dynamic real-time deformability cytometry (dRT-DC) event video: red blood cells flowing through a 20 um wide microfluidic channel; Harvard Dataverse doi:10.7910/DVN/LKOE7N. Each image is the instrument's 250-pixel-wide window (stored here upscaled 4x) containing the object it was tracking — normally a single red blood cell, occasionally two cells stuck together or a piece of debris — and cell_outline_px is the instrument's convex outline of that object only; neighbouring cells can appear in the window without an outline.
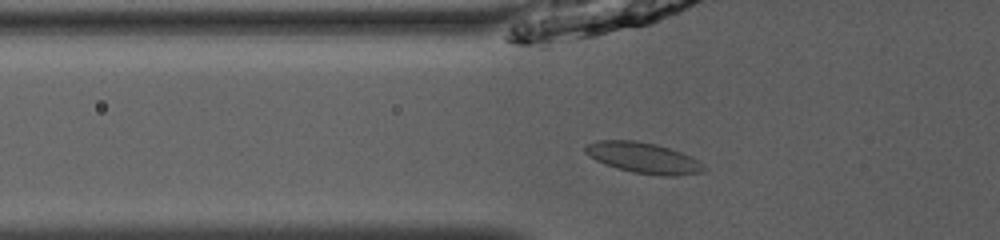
{"species": "common noctule bat (a hibernating species)", "species_latin": "Nyctalus noctula", "temperature_condition": "room temperature", "stored_images_in_passage": 42, "camera_frame_rate_fps": 3000, "um_per_image_px": 0.085, "animal": {"sex": "male", "body_mass_g": 13.0, "forearm_length_mm": 53.1}, "frame": {"image": 1, "passage_image": 9, "time_ms": 2.667, "image_size_px": [1000, 240], "cell_outline_px": [[708, 172], [680, 176], [664, 176], [632, 172], [616, 168], [604, 164], [588, 156], [584, 152], [584, 148], [588, 144], [600, 140], [636, 140], [656, 144], [680, 152], [700, 160], [708, 168]], "centroid_in_image_um": [54.76, 13.44], "position_along_channel_um": 71.0, "area_um2": 21.62}}
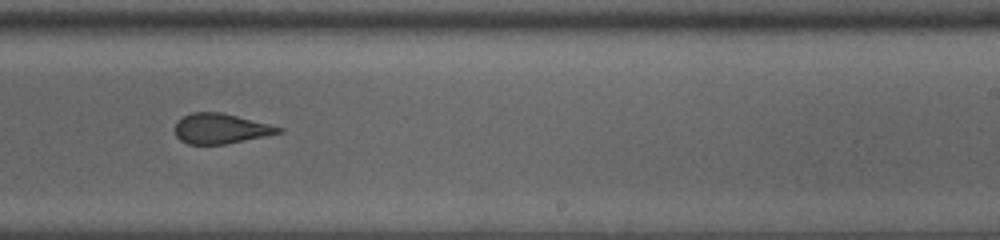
{"frame": {"image": 2, "passage_image": 24, "time_ms": 7.667, "image_size_px": [1000, 240], "cell_outline_px": [[284, 132], [224, 144], [188, 144], [180, 140], [176, 136], [176, 120], [192, 112], [220, 112], [284, 128]], "centroid_in_image_um": [18.73, 10.93], "position_along_channel_um": 270.3, "area_um2": 17.92}}
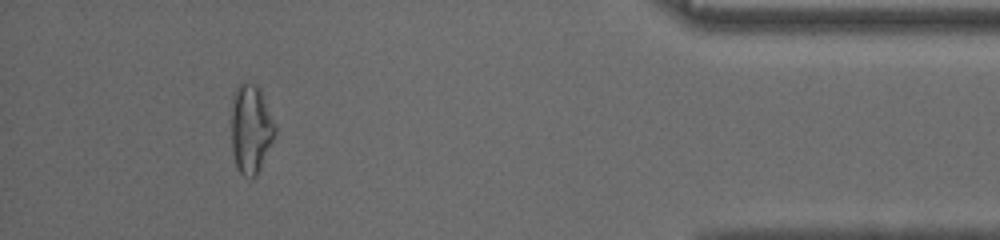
{"frame": {"image": 3, "passage_image": 38, "time_ms": 12.333, "image_size_px": [1000, 240], "cell_outline_px": [[276, 136], [256, 176], [244, 176], [240, 172], [236, 164], [232, 148], [232, 96], [236, 88], [240, 84], [248, 80], [256, 84], [260, 88], [276, 128]], "centroid_in_image_um": [21.33, 10.91], "position_along_channel_um": 413.9, "area_um2": 22.6}, "authors_computed_cell_mechanics": {"area_um2": 20.1722, "velocity_mm_per_s": 3.9737, "shape_relaxation_time_tau1_ms": null, "shape_relaxation_time_tau2_ms": 1.1929, "deformation_change_tau1": null, "deformation_change_tau2": 0.0616}}